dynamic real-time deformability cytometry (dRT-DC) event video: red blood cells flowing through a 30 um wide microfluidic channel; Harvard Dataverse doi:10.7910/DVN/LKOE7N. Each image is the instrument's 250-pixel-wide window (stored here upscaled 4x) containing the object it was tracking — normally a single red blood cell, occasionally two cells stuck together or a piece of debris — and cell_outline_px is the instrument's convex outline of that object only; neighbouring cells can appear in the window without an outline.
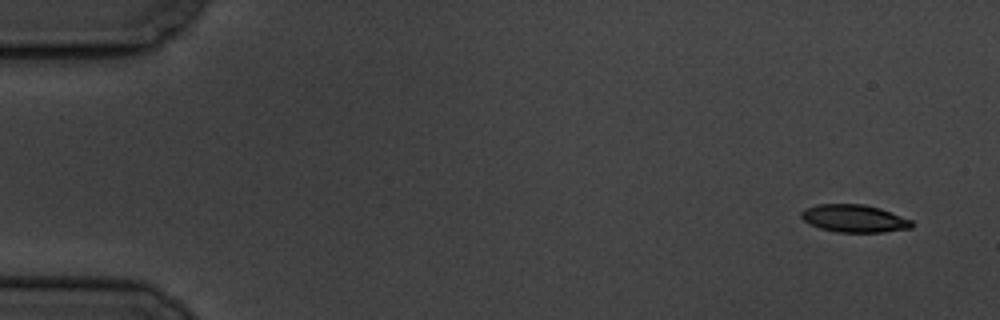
{"species": "common noctule bat (a hibernating species)", "species_latin": "Nyctalus noctula", "temperature_condition": "cold", "stored_images_in_passage": 8, "camera_frame_rate_fps": 3000, "um_per_image_px": 0.085, "animal": {"sex": "male", "body_mass_g": 19.5, "forearm_length_mm": 54.6}, "frame": {"image": 1, "passage_image": 1, "time_ms": 0.0, "image_size_px": [1000, 320], "cell_outline_px": [[916, 224], [912, 228], [884, 232], [836, 232], [820, 228], [808, 224], [800, 216], [800, 212], [804, 208], [816, 204], [864, 204], [880, 208], [912, 220]], "centroid_in_image_um": [72.6, 18.57], "position_along_channel_um": 12.4, "area_um2": 18.03}}
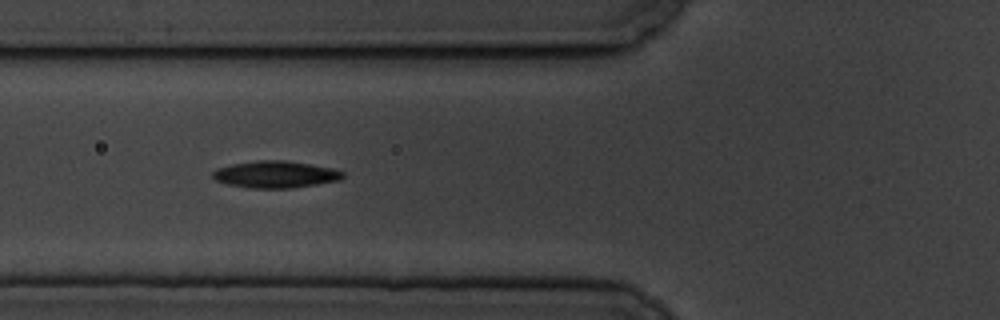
{"frame": {"image": 2, "passage_image": 6, "time_ms": 6.333, "image_size_px": [1000, 320], "cell_outline_px": [[344, 176], [340, 180], [292, 188], [252, 188], [228, 184], [216, 180], [212, 176], [212, 172], [216, 168], [232, 164], [256, 160], [284, 160], [312, 164], [332, 168], [344, 172]], "centroid_in_image_um": [23.42, 14.81], "position_along_channel_um": 102.4, "area_um2": 20.4}}
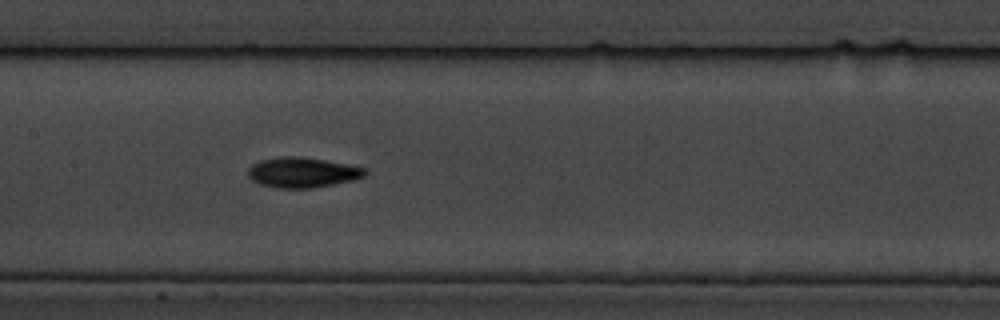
{"frame": {"image": 3, "passage_image": 8, "time_ms": 8.667, "image_size_px": [1000, 320], "cell_outline_px": [[368, 172], [364, 176], [352, 180], [312, 188], [276, 188], [260, 184], [252, 180], [248, 176], [248, 168], [252, 164], [260, 160], [280, 156], [300, 156], [324, 160], [368, 168]], "centroid_in_image_um": [25.69, 14.65], "position_along_channel_um": 181.7, "area_um2": 20.63}}